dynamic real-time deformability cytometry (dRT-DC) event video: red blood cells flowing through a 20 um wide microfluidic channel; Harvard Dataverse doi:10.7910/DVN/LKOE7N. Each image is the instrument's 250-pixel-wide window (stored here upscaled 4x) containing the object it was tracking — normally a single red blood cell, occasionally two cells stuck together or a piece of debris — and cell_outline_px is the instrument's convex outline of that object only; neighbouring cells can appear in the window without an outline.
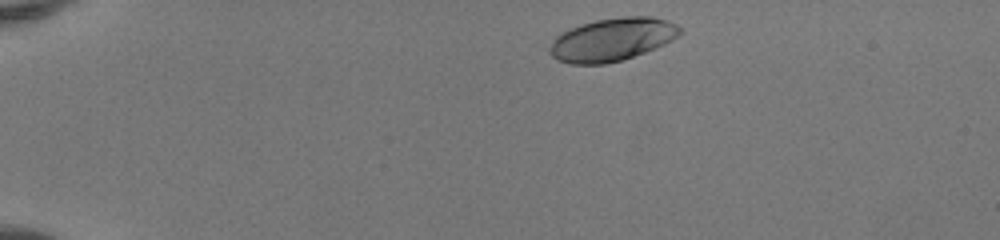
{"species": "human", "species_latin": "Homo sapiens", "temperature_condition": "room temperature", "stored_images_in_passage": 42, "camera_frame_rate_fps": 3000, "um_per_image_px": 0.085, "donor": {"sex": "female"}, "frame": {"image": 1, "passage_image": 2, "time_ms": 0.333, "image_size_px": [1000, 240], "cell_outline_px": [[680, 32], [672, 40], [664, 44], [624, 60], [604, 64], [568, 64], [556, 60], [548, 52], [548, 48], [552, 40], [560, 32], [580, 24], [596, 20], [624, 16], [648, 16], [668, 20], [676, 24], [680, 28]], "centroid_in_image_um": [51.97, 3.36], "position_along_channel_um": 33.0, "area_um2": 32.77}}
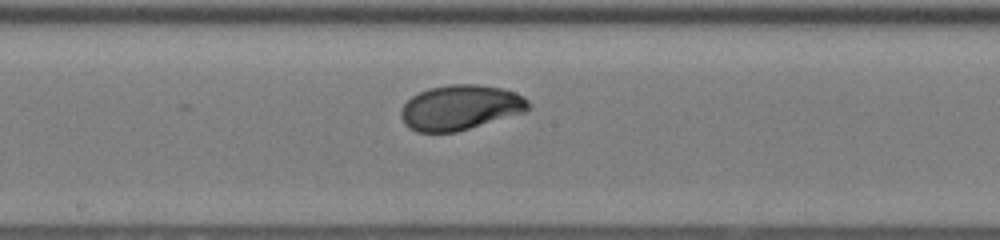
{"frame": {"image": 2, "passage_image": 21, "time_ms": 6.667, "image_size_px": [1000, 240], "cell_outline_px": [[532, 108], [524, 112], [456, 132], [416, 132], [408, 128], [404, 124], [400, 116], [400, 112], [404, 104], [412, 96], [428, 88], [452, 84], [476, 84], [500, 88], [516, 92], [524, 96], [532, 104]], "centroid_in_image_um": [39.13, 9.14], "position_along_channel_um": 209.1, "area_um2": 33.52}}
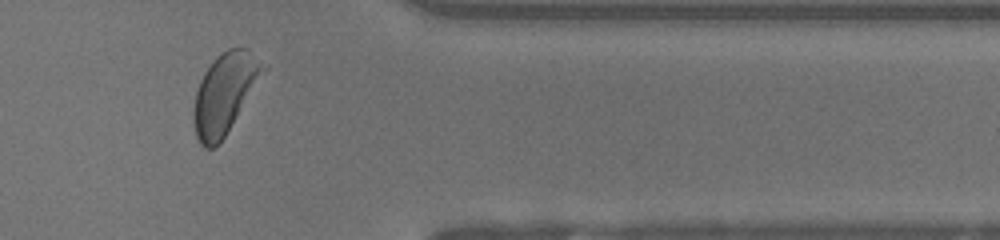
{"frame": {"image": 3, "passage_image": 35, "time_ms": 11.333, "image_size_px": [1000, 240], "cell_outline_px": [[268, 68], [224, 136], [212, 148], [204, 148], [200, 144], [196, 136], [192, 116], [192, 108], [196, 92], [200, 80], [204, 72], [212, 60], [216, 56], [228, 48], [248, 48], [268, 64]], "centroid_in_image_um": [19.11, 7.88], "position_along_channel_um": 392.3, "area_um2": 32.6}, "authors_computed_cell_mechanics": {"area_um2": 33.0038, "velocity_mm_per_s": 4.1138, "shape_relaxation_time_tau1_ms": 3.0111, "shape_relaxation_time_tau2_ms": 0.6576, "deformation_change_tau1": 0.1585, "deformation_change_tau2": 0.0426}}